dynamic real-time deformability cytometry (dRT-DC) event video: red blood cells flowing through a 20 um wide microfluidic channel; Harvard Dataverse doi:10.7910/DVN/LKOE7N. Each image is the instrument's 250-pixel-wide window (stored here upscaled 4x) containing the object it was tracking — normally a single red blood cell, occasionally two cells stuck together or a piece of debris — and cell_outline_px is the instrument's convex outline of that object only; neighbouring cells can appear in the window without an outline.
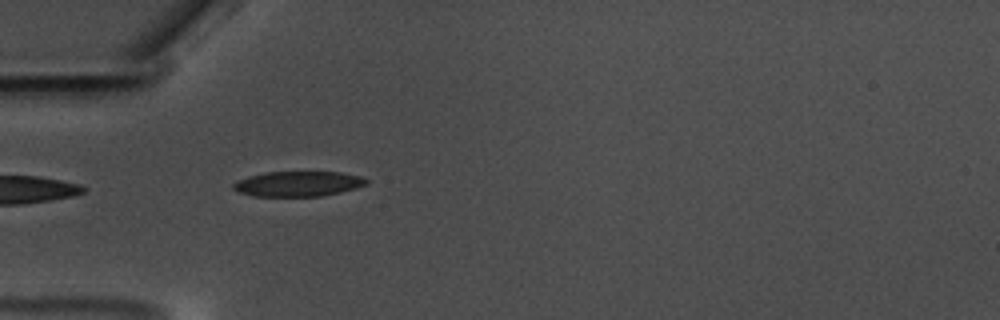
{"species": "common noctule bat (a hibernating species)", "species_latin": "Nyctalus noctula", "temperature_condition": "warm", "stored_images_in_passage": 3, "camera_frame_rate_fps": 3000, "um_per_image_px": 0.085, "animal": {"sex": "male", "body_mass_g": 17.5, "forearm_length_mm": 52.3}, "frame": {"image": 1, "passage_image": 1, "time_ms": 0.0, "image_size_px": [1000, 320], "cell_outline_px": [[368, 184], [356, 188], [340, 192], [320, 196], [252, 196], [240, 192], [232, 188], [232, 184], [236, 180], [248, 176], [264, 172], [340, 172], [360, 176], [368, 180]], "centroid_in_image_um": [25.31, 15.62], "position_along_channel_um": 59.7, "area_um2": 19.54}}